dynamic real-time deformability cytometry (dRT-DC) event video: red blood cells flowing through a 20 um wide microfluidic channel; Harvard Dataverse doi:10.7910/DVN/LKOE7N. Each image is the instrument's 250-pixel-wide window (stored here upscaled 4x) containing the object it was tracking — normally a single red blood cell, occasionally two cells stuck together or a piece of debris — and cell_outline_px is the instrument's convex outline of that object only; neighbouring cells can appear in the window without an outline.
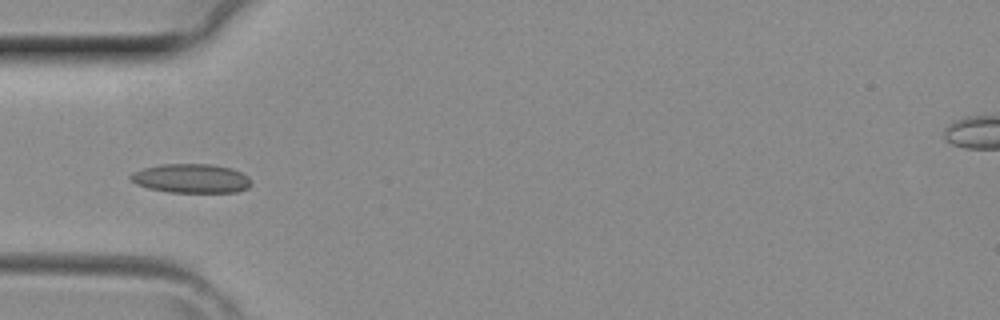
{"species": "common noctule bat (a hibernating species)", "species_latin": "Nyctalus noctula", "temperature_condition": "room temperature", "stored_images_in_passage": 4, "camera_frame_rate_fps": 3000, "um_per_image_px": 0.085, "animal": {"sex": "female", "body_mass_g": 29.2, "forearm_length_mm": 56.3}, "frame": {"image": 1, "passage_image": 4, "time_ms": 1.0, "image_size_px": [1000, 320], "cell_outline_px": [[252, 184], [248, 188], [236, 192], [168, 192], [148, 188], [136, 184], [128, 176], [132, 172], [144, 168], [160, 164], [212, 164], [232, 168], [248, 176], [252, 180]], "centroid_in_image_um": [16.27, 15.16], "position_along_channel_um": 68.7, "area_um2": 20.58}}